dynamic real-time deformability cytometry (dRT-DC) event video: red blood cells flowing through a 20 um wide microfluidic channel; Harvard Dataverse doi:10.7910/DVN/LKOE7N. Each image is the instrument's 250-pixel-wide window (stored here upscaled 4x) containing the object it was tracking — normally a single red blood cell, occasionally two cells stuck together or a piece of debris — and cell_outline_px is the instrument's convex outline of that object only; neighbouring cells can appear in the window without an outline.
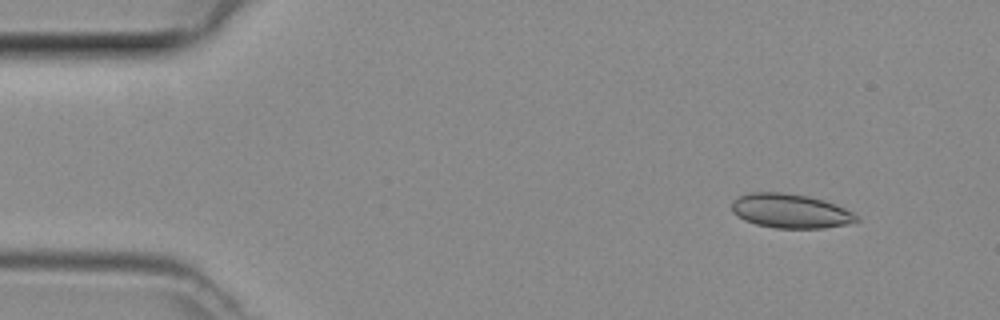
{"species": "common noctule bat (a hibernating species)", "species_latin": "Nyctalus noctula", "temperature_condition": "room temperature", "stored_images_in_passage": 48, "segment_of_instrument_passage": [1, 2], "camera_frame_rate_fps": 3000, "um_per_image_px": 0.085, "animal": {"sex": "female", "body_mass_g": 29.2, "forearm_length_mm": 56.3}, "frame": {"image": 1, "passage_image": 4, "time_ms": 1.0, "image_size_px": [1000, 320], "cell_outline_px": [[860, 220], [844, 224], [824, 228], [776, 228], [756, 224], [744, 220], [732, 212], [732, 200], [748, 192], [784, 192], [808, 196], [824, 200], [836, 204], [852, 212]], "centroid_in_image_um": [67.15, 17.92], "position_along_channel_um": 17.8, "area_um2": 24.85}}
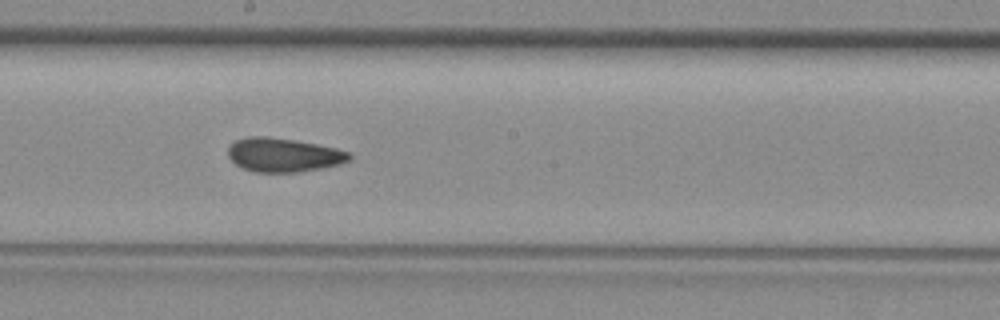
{"frame": {"image": 2, "passage_image": 25, "time_ms": 8.0, "image_size_px": [1000, 320], "cell_outline_px": [[352, 156], [348, 160], [340, 164], [324, 168], [296, 172], [252, 172], [236, 164], [228, 156], [228, 148], [236, 140], [248, 136], [268, 136], [316, 144], [336, 148], [348, 152]], "centroid_in_image_um": [24.09, 13.17], "position_along_channel_um": 224.1, "area_um2": 23.81}}
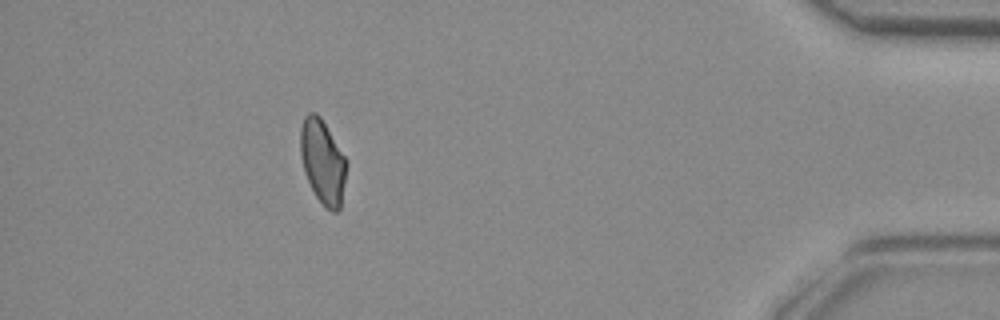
{"frame": {"image": 3, "passage_image": 42, "time_ms": 13.667, "image_size_px": [1000, 320], "cell_outline_px": [[348, 160], [340, 208], [336, 212], [332, 212], [324, 208], [316, 196], [304, 172], [300, 152], [300, 128], [304, 116], [308, 112], [316, 112], [320, 116]], "centroid_in_image_um": [27.43, 13.73], "position_along_channel_um": 407.8, "area_um2": 22.77}}